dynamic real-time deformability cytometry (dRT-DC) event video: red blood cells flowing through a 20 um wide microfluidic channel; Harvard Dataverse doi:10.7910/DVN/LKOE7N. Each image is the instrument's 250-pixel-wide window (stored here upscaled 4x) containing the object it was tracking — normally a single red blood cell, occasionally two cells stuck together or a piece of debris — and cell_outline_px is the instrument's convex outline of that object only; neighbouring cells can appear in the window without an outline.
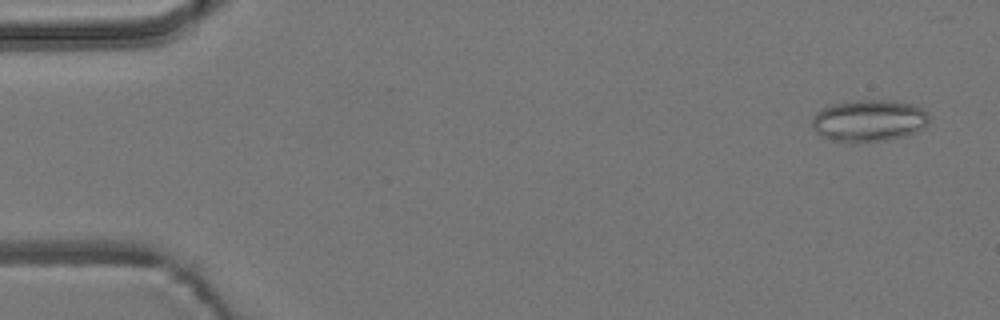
{"species": "common noctule bat (a hibernating species)", "species_latin": "Nyctalus noctula", "temperature_condition": "room temperature", "stored_images_in_passage": 54, "camera_frame_rate_fps": 3000, "um_per_image_px": 0.085, "animal": {"sex": "male", "body_mass_g": 19.2, "forearm_length_mm": 51.8}, "frame": {"image": 1, "passage_image": 2, "time_ms": 0.333, "image_size_px": [1000, 320], "cell_outline_px": [[928, 124], [924, 128], [908, 136], [860, 144], [848, 144], [832, 140], [820, 136], [812, 128], [812, 116], [820, 108], [832, 104], [856, 100], [888, 100], [916, 104], [928, 112]], "centroid_in_image_um": [73.85, 10.28], "position_along_channel_um": 11.2, "area_um2": 29.48}}
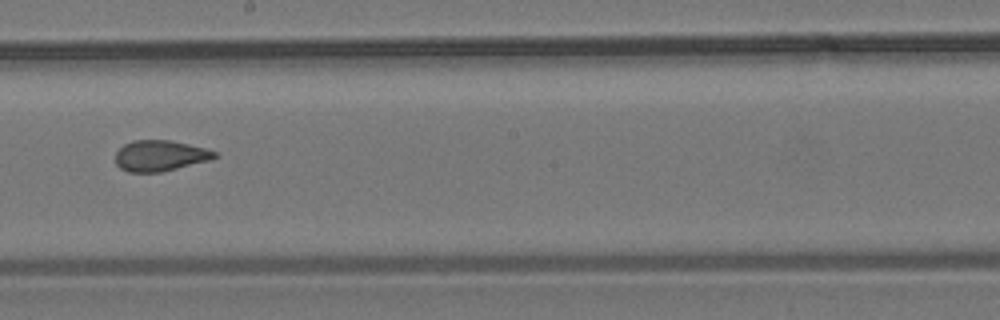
{"frame": {"image": 2, "passage_image": 30, "time_ms": 9.667, "image_size_px": [1000, 320], "cell_outline_px": [[216, 156], [212, 160], [160, 172], [128, 172], [120, 168], [116, 164], [116, 152], [124, 144], [132, 140], [172, 140], [204, 148], [216, 152]], "centroid_in_image_um": [13.59, 13.23], "position_along_channel_um": 234.6, "area_um2": 17.8}}
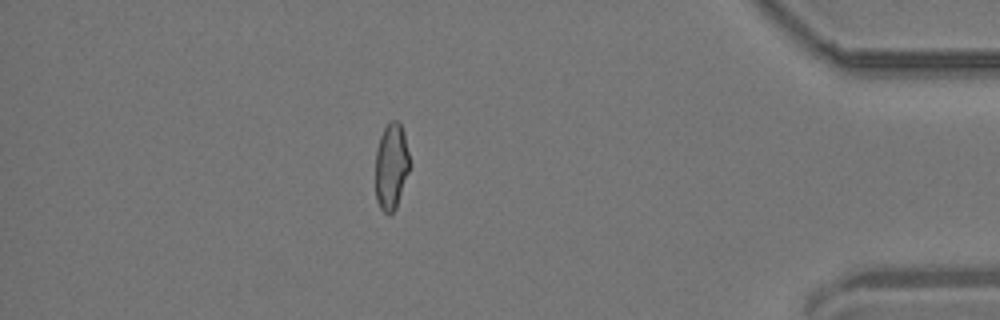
{"frame": {"image": 3, "passage_image": 47, "time_ms": 15.333, "image_size_px": [1000, 320], "cell_outline_px": [[408, 172], [396, 208], [388, 216], [380, 208], [376, 200], [376, 148], [380, 136], [388, 120], [396, 120], [400, 124], [404, 132], [408, 152]], "centroid_in_image_um": [33.23, 14.13], "position_along_channel_um": 402.0, "area_um2": 17.11}, "authors_computed_cell_mechanics": {"area_um2": 18.4382, "velocity_mm_per_s": 3.7364, "shape_relaxation_time_tau1_ms": null, "shape_relaxation_time_tau2_ms": 1.8837, "deformation_change_tau1": null, "deformation_change_tau2": 0.0732}}